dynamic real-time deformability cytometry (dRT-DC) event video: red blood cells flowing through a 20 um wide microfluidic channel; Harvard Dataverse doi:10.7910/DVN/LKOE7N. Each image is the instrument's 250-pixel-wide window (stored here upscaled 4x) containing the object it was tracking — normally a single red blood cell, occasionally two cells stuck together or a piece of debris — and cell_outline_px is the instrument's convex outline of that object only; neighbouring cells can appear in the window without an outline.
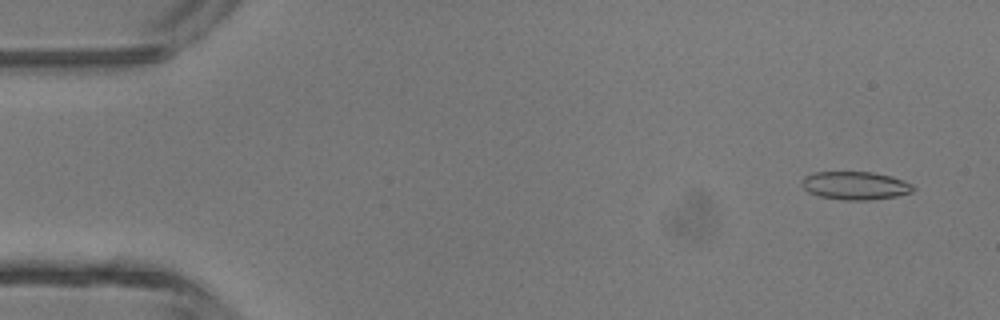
{"species": "common noctule bat (a hibernating species)", "species_latin": "Nyctalus noctula", "temperature_condition": "room temperature", "stored_images_in_passage": 4, "camera_frame_rate_fps": 3000, "um_per_image_px": 0.085, "animal": {"sex": "male", "body_mass_g": 13.3}, "frame": {"image": 1, "passage_image": 1, "time_ms": 0.0, "image_size_px": [1000, 320], "cell_outline_px": [[916, 188], [912, 192], [896, 196], [872, 200], [844, 200], [820, 196], [808, 192], [800, 184], [804, 176], [816, 172], [872, 172], [892, 176], [912, 184]], "centroid_in_image_um": [72.7, 15.77], "position_along_channel_um": 12.3, "area_um2": 18.32}}
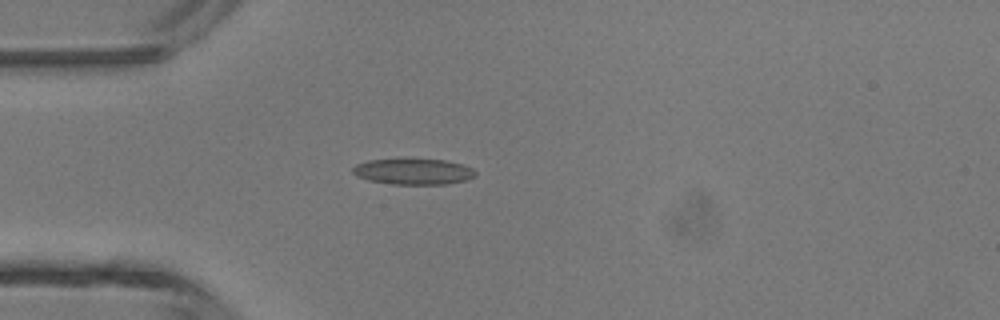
{"frame": {"image": 2, "passage_image": 4, "time_ms": 1.0, "image_size_px": [1000, 320], "cell_outline_px": [[476, 176], [464, 180], [444, 184], [392, 184], [368, 180], [356, 176], [352, 172], [352, 168], [356, 164], [368, 160], [404, 156], [444, 160], [464, 164], [472, 168], [476, 172]], "centroid_in_image_um": [35.09, 14.53], "position_along_channel_um": 49.9, "area_um2": 19.36}}